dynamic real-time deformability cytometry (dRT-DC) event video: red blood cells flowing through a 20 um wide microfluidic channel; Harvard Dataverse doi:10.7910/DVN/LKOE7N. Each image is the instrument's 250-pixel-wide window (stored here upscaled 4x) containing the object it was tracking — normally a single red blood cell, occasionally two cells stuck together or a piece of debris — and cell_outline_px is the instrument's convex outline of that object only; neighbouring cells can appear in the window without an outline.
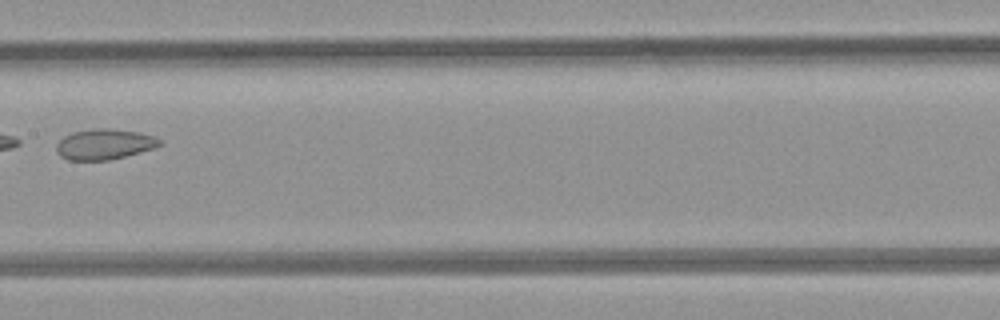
{"species": "common noctule bat (a hibernating species)", "species_latin": "Nyctalus noctula", "temperature_condition": "room temperature", "stored_images_in_passage": 7, "camera_frame_rate_fps": 3000, "um_per_image_px": 0.085, "animal": {"sex": "female", "body_mass_g": 21.9}, "frame": {"image": 1, "passage_image": 7, "time_ms": 7.667, "image_size_px": [1000, 320], "cell_outline_px": [[164, 144], [152, 148], [124, 156], [108, 160], [68, 160], [60, 156], [56, 152], [56, 144], [64, 136], [72, 132], [96, 128], [108, 128], [140, 132], [156, 136], [164, 140]], "centroid_in_image_um": [8.89, 12.25], "position_along_channel_um": 198.5, "area_um2": 18.5}}